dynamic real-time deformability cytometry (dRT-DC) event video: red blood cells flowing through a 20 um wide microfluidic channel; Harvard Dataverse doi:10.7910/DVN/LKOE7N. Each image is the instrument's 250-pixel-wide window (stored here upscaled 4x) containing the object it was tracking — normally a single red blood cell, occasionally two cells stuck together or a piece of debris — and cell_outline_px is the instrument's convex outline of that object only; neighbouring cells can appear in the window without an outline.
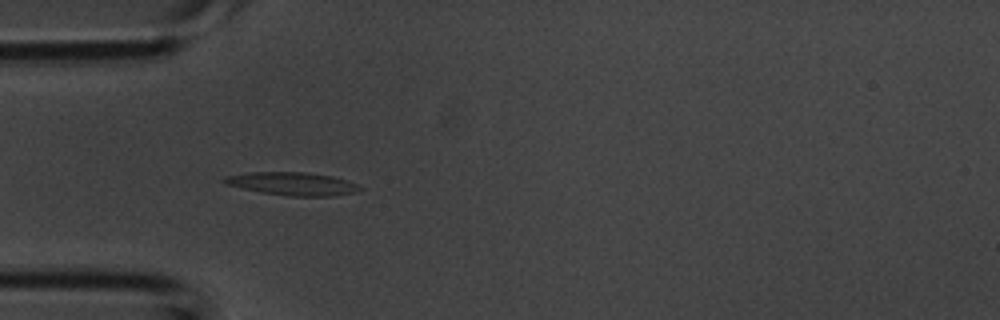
{"species": "common noctule bat (a hibernating species)", "species_latin": "Nyctalus noctula", "temperature_condition": "room temperature", "stored_images_in_passage": 42, "camera_frame_rate_fps": 3000, "um_per_image_px": 0.085, "animal": {"sex": "male", "body_mass_g": 20.1, "forearm_length_mm": 53.5}, "frame": {"image": 1, "passage_image": 12, "time_ms": 3.667, "image_size_px": [1000, 320], "cell_outline_px": [[364, 188], [356, 192], [332, 196], [288, 196], [260, 192], [224, 184], [220, 180], [224, 176], [248, 172], [308, 172], [332, 176], [356, 184]], "centroid_in_image_um": [24.8, 15.61], "position_along_channel_um": 60.2, "area_um2": 18.32}}
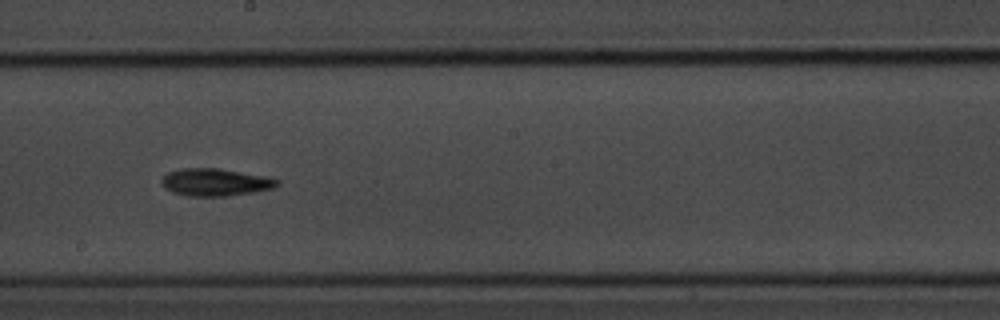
{"frame": {"image": 2, "passage_image": 23, "time_ms": 7.333, "image_size_px": [1000, 320], "cell_outline_px": [[280, 184], [276, 188], [228, 196], [192, 196], [172, 192], [160, 180], [168, 172], [180, 168], [216, 168], [240, 172], [280, 180]], "centroid_in_image_um": [18.31, 15.49], "position_along_channel_um": 229.9, "area_um2": 18.15}}
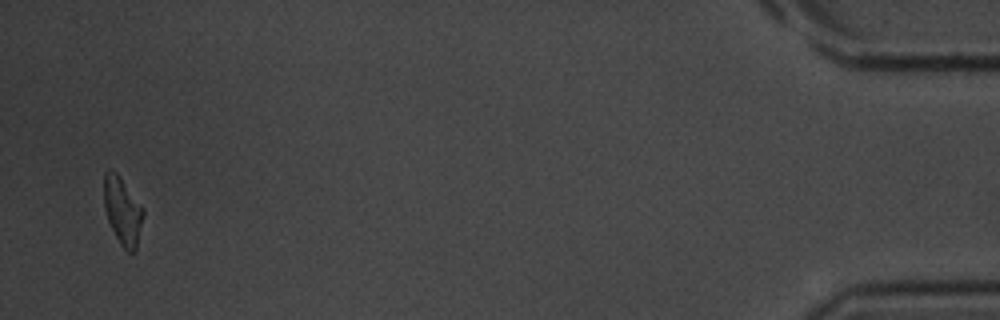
{"frame": {"image": 3, "passage_image": 41, "time_ms": 13.333, "image_size_px": [1000, 320], "cell_outline_px": [[144, 216], [136, 252], [128, 252], [120, 244], [108, 220], [104, 208], [104, 172], [108, 168], [112, 168], [120, 176], [144, 208]], "centroid_in_image_um": [10.43, 17.9], "position_along_channel_um": 424.8, "area_um2": 15.72}}